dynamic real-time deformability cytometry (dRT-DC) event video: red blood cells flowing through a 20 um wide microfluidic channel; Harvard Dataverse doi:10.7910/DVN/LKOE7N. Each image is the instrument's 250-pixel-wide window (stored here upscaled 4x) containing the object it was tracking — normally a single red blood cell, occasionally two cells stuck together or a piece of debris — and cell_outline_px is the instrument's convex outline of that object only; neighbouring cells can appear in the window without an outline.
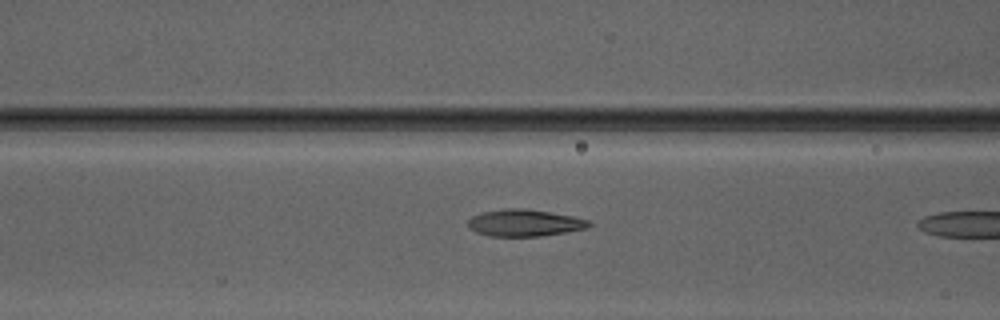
{"species": "Egyptian fruit bat (a non-hibernating species)", "species_latin": "Rousettus aegyptiacus", "temperature_condition": "warm", "stored_images_in_passage": 5, "camera_frame_rate_fps": 3000, "um_per_image_px": 0.085, "animal": {"sex": "male"}, "frame": {"image": 1, "passage_image": 3, "time_ms": 3.0, "image_size_px": [1000, 320], "cell_outline_px": [[592, 224], [588, 228], [540, 236], [488, 236], [476, 232], [468, 228], [468, 220], [472, 216], [480, 212], [504, 208], [524, 208], [572, 216], [588, 220]], "centroid_in_image_um": [44.54, 18.94], "position_along_channel_um": 122.1, "area_um2": 18.96}}
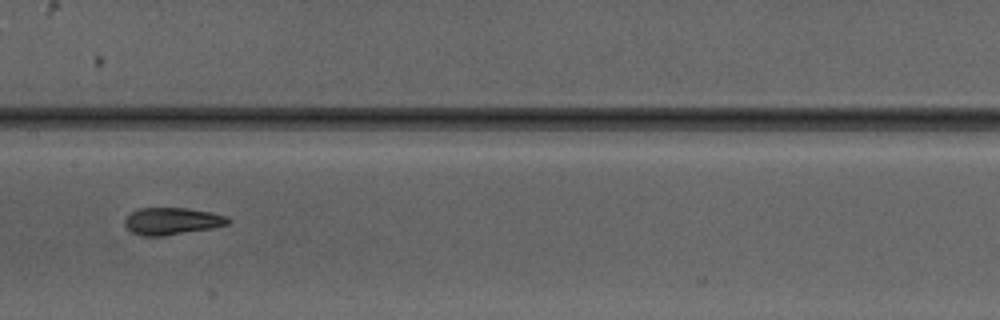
{"frame": {"image": 2, "passage_image": 5, "time_ms": 6.333, "image_size_px": [1000, 320], "cell_outline_px": [[232, 220], [228, 224], [212, 228], [164, 236], [140, 236], [132, 232], [124, 224], [124, 220], [132, 212], [140, 208], [188, 208], [208, 212], [224, 216]], "centroid_in_image_um": [14.6, 18.8], "position_along_channel_um": 192.8, "area_um2": 16.18}}